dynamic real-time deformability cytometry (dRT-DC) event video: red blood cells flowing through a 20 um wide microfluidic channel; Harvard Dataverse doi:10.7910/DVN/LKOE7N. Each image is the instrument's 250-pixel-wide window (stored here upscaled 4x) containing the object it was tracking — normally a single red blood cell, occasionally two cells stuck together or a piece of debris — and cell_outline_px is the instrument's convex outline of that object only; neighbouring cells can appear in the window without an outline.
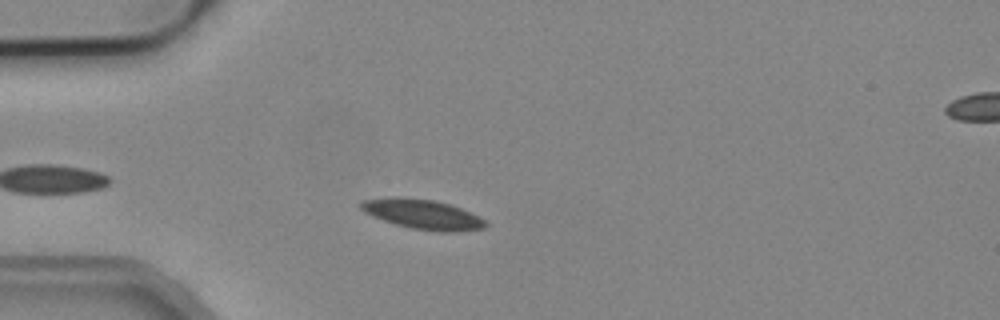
{"species": "common noctule bat (a hibernating species)", "species_latin": "Nyctalus noctula", "temperature_condition": "cold", "stored_images_in_passage": 3, "segment_of_instrument_passage": [1, 2], "camera_frame_rate_fps": 3000, "um_per_image_px": 0.085, "animal": {"sex": "male", "body_mass_g": 19.2, "forearm_length_mm": 51.8}, "frame": {"image": 1, "passage_image": 2, "time_ms": 0.333, "image_size_px": [1000, 320], "cell_outline_px": [[488, 224], [484, 228], [456, 232], [440, 232], [412, 228], [396, 224], [372, 216], [364, 212], [360, 208], [360, 200], [396, 196], [432, 200], [448, 204], [460, 208], [484, 220]], "centroid_in_image_um": [35.88, 18.21], "position_along_channel_um": 49.1, "area_um2": 21.39}}